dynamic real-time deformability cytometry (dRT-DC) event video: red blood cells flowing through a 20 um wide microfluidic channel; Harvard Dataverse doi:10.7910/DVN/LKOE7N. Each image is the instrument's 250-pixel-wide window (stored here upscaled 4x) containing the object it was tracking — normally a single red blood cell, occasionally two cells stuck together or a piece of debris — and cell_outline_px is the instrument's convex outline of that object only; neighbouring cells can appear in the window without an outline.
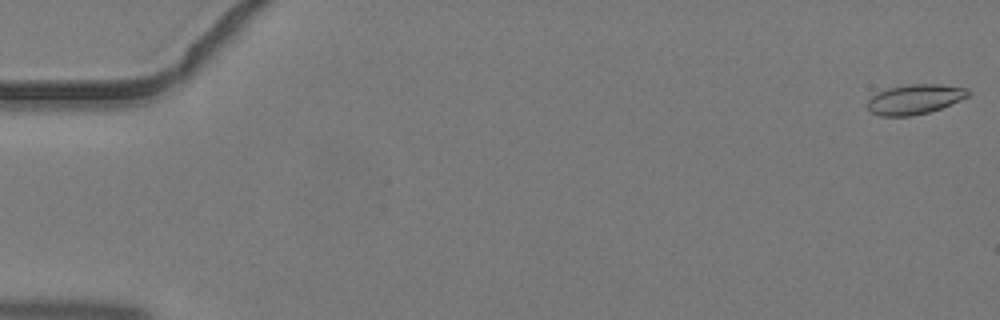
{"species": "common noctule bat (a hibernating species)", "species_latin": "Nyctalus noctula", "temperature_condition": "warm", "stored_images_in_passage": 4, "camera_frame_rate_fps": 3000, "um_per_image_px": 0.085, "animal": {"sex": "male", "body_mass_g": 19.2, "forearm_length_mm": 51.8}, "frame": {"image": 1, "passage_image": 1, "time_ms": 0.0, "image_size_px": [1000, 320], "cell_outline_px": [[972, 92], [968, 96], [960, 100], [940, 108], [928, 112], [912, 116], [880, 116], [872, 112], [868, 108], [868, 100], [876, 92], [888, 88], [908, 84], [940, 84], [968, 88]], "centroid_in_image_um": [77.77, 8.42], "position_along_channel_um": 7.2, "area_um2": 17.51}}
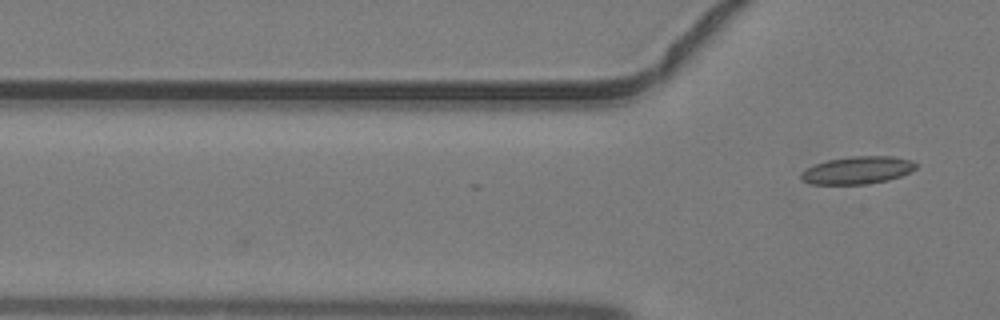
{"frame": {"image": 2, "passage_image": 4, "time_ms": 1.0, "image_size_px": [1000, 320], "cell_outline_px": [[920, 164], [916, 168], [900, 176], [888, 180], [864, 184], [808, 184], [800, 180], [800, 172], [816, 164], [828, 160], [852, 156], [892, 156], [912, 160]], "centroid_in_image_um": [72.88, 14.47], "position_along_channel_um": 52.9, "area_um2": 18.5}}